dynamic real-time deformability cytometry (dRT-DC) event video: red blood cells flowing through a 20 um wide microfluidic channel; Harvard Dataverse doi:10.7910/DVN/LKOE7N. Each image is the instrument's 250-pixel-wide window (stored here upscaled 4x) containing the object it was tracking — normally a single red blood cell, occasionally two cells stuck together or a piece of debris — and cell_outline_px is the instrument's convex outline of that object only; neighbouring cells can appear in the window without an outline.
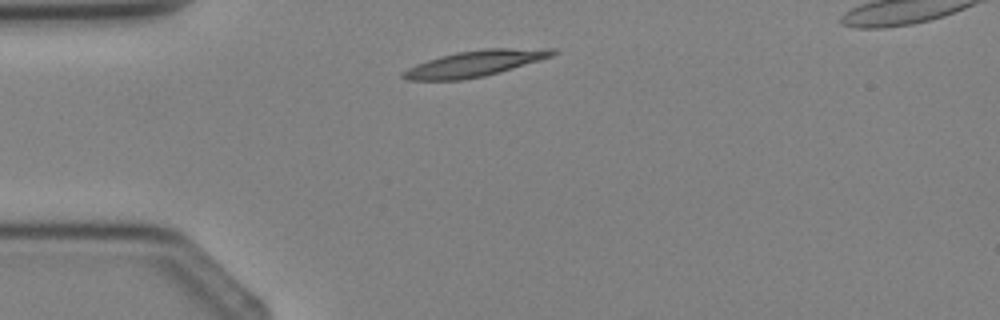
{"species": "Egyptian fruit bat (a non-hibernating species)", "species_latin": "Rousettus aegyptiacus", "temperature_condition": "cold", "stored_images_in_passage": 2, "camera_frame_rate_fps": 3000, "um_per_image_px": 0.085, "animal": {"sex": "female"}, "frame": {"image": 1, "passage_image": 1, "time_ms": 0.0, "image_size_px": [1000, 320], "cell_outline_px": [[560, 52], [552, 56], [540, 60], [500, 72], [484, 76], [460, 80], [408, 80], [400, 76], [400, 72], [416, 64], [440, 56], [456, 52], [484, 48], [556, 48]], "centroid_in_image_um": [40.39, 5.39], "position_along_channel_um": 44.6, "area_um2": 22.83}}